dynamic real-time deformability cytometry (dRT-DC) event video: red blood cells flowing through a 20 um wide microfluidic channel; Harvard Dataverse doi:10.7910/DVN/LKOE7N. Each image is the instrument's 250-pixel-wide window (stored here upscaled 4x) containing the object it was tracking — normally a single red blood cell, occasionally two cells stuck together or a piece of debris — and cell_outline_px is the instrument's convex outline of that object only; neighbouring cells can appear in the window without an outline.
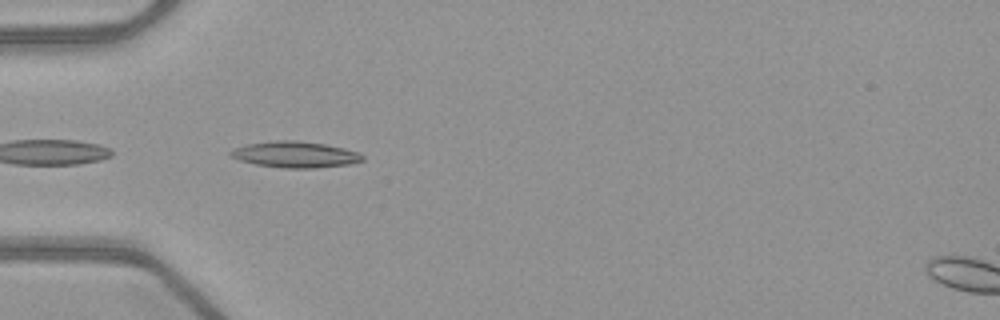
{"species": "common noctule bat (a hibernating species)", "species_latin": "Nyctalus noctula", "temperature_condition": "warm", "stored_images_in_passage": 12, "camera_frame_rate_fps": 3000, "um_per_image_px": 0.085, "animal": {"sex": "female", "body_mass_g": 21.9}, "frame": {"image": 1, "passage_image": 1, "time_ms": 0.0, "image_size_px": [1000, 320], "cell_outline_px": [[364, 160], [348, 164], [316, 168], [284, 168], [256, 164], [240, 160], [232, 156], [228, 152], [232, 148], [248, 144], [276, 140], [296, 140], [324, 144], [344, 148], [360, 152], [364, 156]], "centroid_in_image_um": [25.11, 13.13], "position_along_channel_um": 59.9, "area_um2": 20.06}}
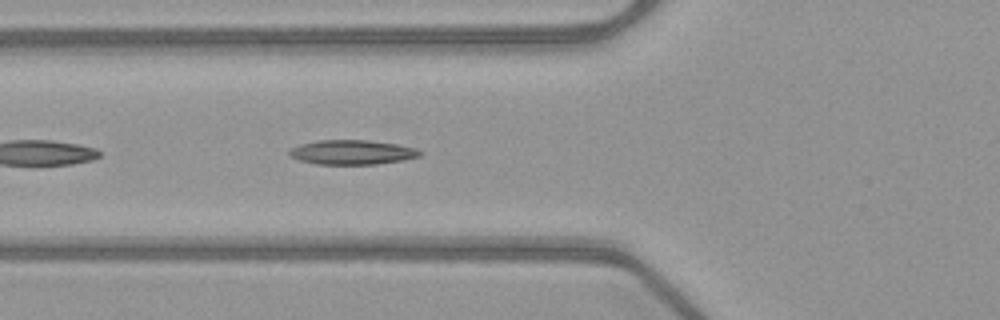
{"frame": {"image": 2, "passage_image": 4, "time_ms": 1.0, "image_size_px": [1000, 320], "cell_outline_px": [[424, 152], [420, 156], [404, 160], [376, 164], [316, 164], [300, 160], [288, 156], [288, 152], [292, 148], [300, 144], [320, 140], [368, 140], [396, 144], [416, 148]], "centroid_in_image_um": [29.94, 12.94], "position_along_channel_um": 95.9, "area_um2": 18.67}}
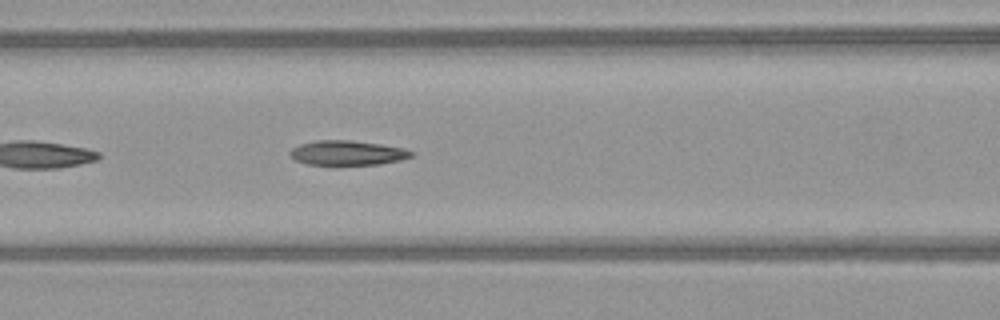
{"frame": {"image": 3, "passage_image": 7, "time_ms": 2.0, "image_size_px": [1000, 320], "cell_outline_px": [[416, 156], [400, 160], [380, 164], [308, 164], [296, 160], [288, 152], [292, 148], [300, 144], [316, 140], [352, 140], [380, 144], [404, 148], [416, 152]], "centroid_in_image_um": [29.59, 12.98], "position_along_channel_um": 137.0, "area_um2": 17.4}}